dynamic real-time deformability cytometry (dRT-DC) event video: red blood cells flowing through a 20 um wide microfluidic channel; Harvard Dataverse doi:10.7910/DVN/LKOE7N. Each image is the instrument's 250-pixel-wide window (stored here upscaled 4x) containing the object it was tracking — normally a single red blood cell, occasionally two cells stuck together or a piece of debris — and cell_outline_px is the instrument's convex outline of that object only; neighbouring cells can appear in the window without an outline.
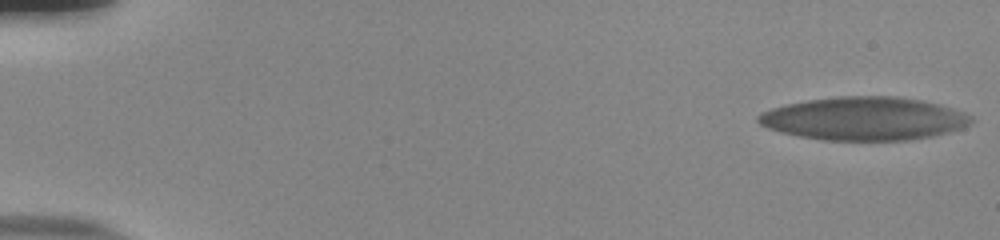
{"species": "human", "species_latin": "Homo sapiens", "temperature_condition": "room temperature", "stored_images_in_passage": 56, "camera_frame_rate_fps": 3000, "um_per_image_px": 0.085, "donor": {"sex": "male"}, "frame": {"image": 1, "passage_image": 1, "time_ms": 0.0, "image_size_px": [1000, 240], "cell_outline_px": [[972, 120], [968, 124], [960, 128], [932, 136], [908, 140], [824, 140], [800, 136], [780, 132], [768, 128], [760, 124], [756, 120], [756, 116], [772, 108], [788, 104], [808, 100], [840, 96], [896, 96], [924, 100], [940, 104], [964, 112], [972, 116]], "centroid_in_image_um": [73.45, 10.07], "position_along_channel_um": 11.6, "area_um2": 53.41}}
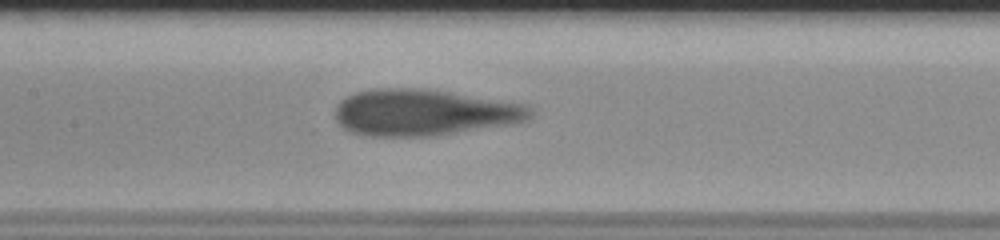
{"frame": {"image": 2, "passage_image": 28, "time_ms": 9.0, "image_size_px": [1000, 240], "cell_outline_px": [[532, 116], [528, 120], [516, 124], [432, 136], [360, 136], [348, 132], [340, 128], [336, 124], [336, 104], [344, 96], [368, 88], [420, 88], [448, 92], [528, 104], [532, 108]], "centroid_in_image_um": [35.99, 9.57], "position_along_channel_um": 171.4, "area_um2": 53.7}}
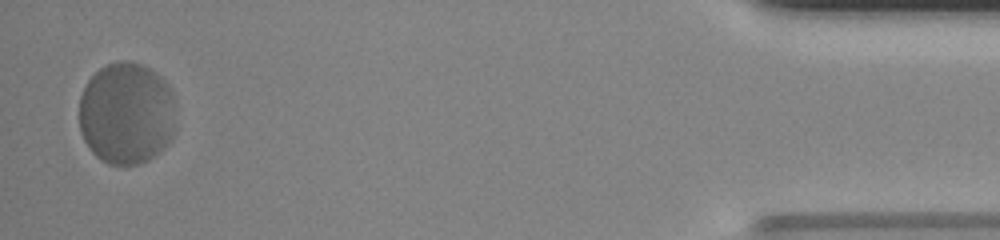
{"frame": {"image": 3, "passage_image": 55, "time_ms": 18.0, "image_size_px": [1000, 240], "cell_outline_px": [[172, 140], [160, 152], [148, 160], [140, 164], [108, 164], [100, 160], [88, 148], [80, 132], [80, 96], [88, 80], [100, 68], [116, 60], [132, 60], [144, 64], [156, 72], [172, 88]], "centroid_in_image_um": [10.73, 9.62], "position_along_channel_um": 424.5, "area_um2": 57.92}}